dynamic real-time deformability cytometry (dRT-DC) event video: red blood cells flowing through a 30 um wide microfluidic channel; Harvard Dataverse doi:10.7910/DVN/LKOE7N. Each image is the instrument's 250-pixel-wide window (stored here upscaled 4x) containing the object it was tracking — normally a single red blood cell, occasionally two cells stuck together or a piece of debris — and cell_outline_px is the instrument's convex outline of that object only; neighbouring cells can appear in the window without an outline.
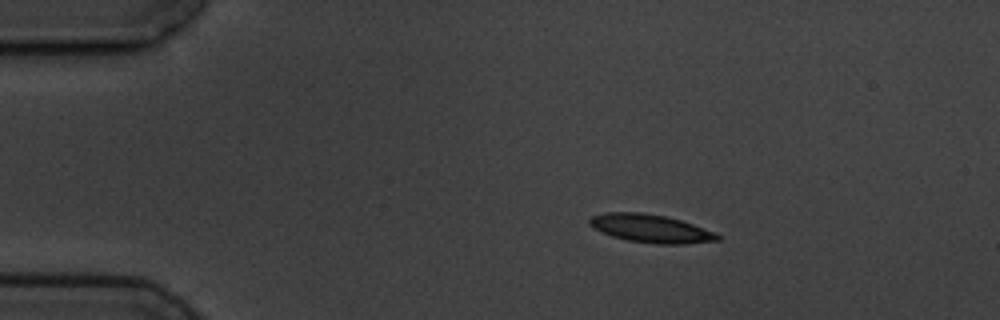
{"species": "common noctule bat (a hibernating species)", "species_latin": "Nyctalus noctula", "temperature_condition": "cold", "stored_images_in_passage": 4, "camera_frame_rate_fps": 3000, "um_per_image_px": 0.085, "animal": {"sex": "male", "body_mass_g": 19.5, "forearm_length_mm": 54.6}, "frame": {"image": 1, "passage_image": 1, "time_ms": 0.0, "image_size_px": [1000, 320], "cell_outline_px": [[720, 240], [688, 244], [656, 244], [628, 240], [612, 236], [588, 224], [588, 220], [592, 216], [604, 212], [640, 212], [664, 216], [680, 220], [716, 232], [720, 236]], "centroid_in_image_um": [55.34, 19.42], "position_along_channel_um": 29.7, "area_um2": 20.87}}
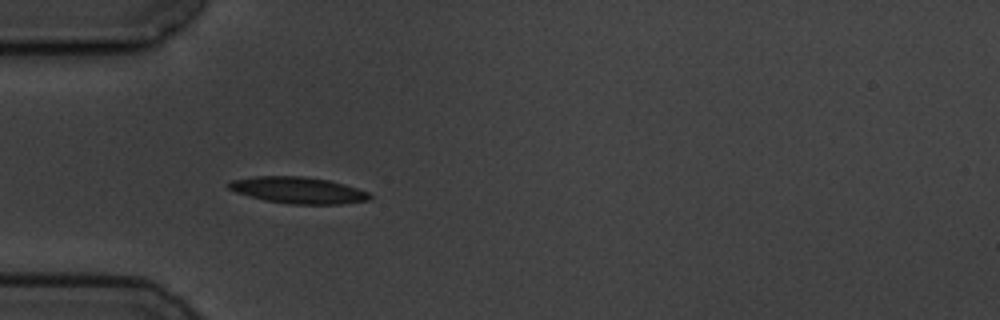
{"frame": {"image": 2, "passage_image": 3, "time_ms": 2.333, "image_size_px": [1000, 320], "cell_outline_px": [[372, 196], [368, 200], [340, 204], [292, 204], [264, 200], [236, 192], [228, 188], [228, 184], [232, 180], [256, 176], [304, 176], [328, 180], [344, 184], [368, 192]], "centroid_in_image_um": [25.34, 16.16], "position_along_channel_um": 59.7, "area_um2": 21.56}}
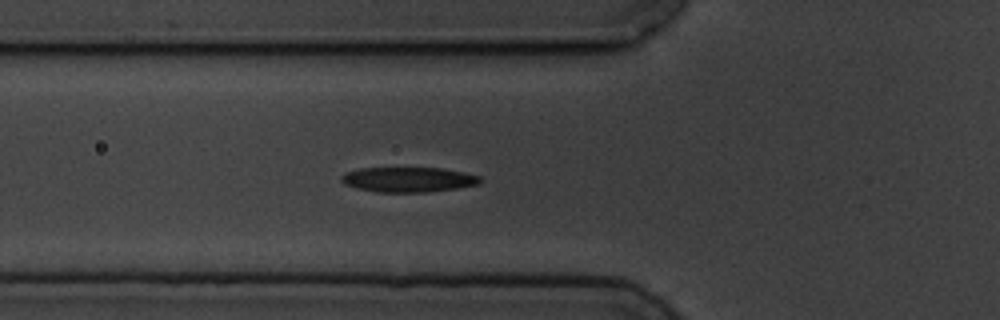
{"frame": {"image": 3, "passage_image": 4, "time_ms": 3.333, "image_size_px": [1000, 320], "cell_outline_px": [[484, 180], [480, 184], [456, 188], [428, 192], [376, 192], [356, 188], [344, 184], [340, 180], [340, 176], [348, 172], [360, 168], [440, 168], [464, 172], [480, 176]], "centroid_in_image_um": [34.72, 15.26], "position_along_channel_um": 91.1, "area_um2": 20.29}}